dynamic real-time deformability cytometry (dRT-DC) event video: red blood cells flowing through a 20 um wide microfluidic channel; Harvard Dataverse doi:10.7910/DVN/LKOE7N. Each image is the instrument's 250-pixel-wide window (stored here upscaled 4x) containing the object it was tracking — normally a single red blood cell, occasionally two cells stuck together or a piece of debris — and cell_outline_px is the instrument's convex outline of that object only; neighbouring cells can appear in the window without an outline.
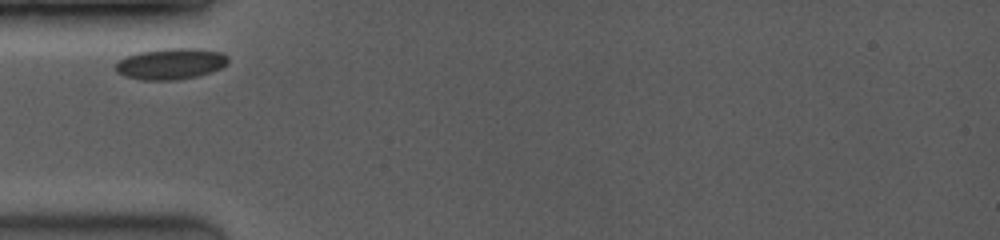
{"species": "common noctule bat (a hibernating species)", "species_latin": "Nyctalus noctula", "temperature_condition": "room temperature", "stored_images_in_passage": 12, "camera_frame_rate_fps": 3500, "um_per_image_px": 0.085, "animal": {"sex": "female", "body_mass_g": 19.0, "forearm_length_mm": 53.3}, "frame": {"image": 1, "passage_image": 1, "time_ms": 0.0, "image_size_px": [1000, 240], "cell_outline_px": [[228, 64], [212, 72], [196, 76], [176, 80], [144, 80], [124, 76], [116, 72], [116, 64], [120, 60], [128, 56], [140, 52], [164, 48], [196, 48], [220, 52], [228, 56]], "centroid_in_image_um": [14.54, 5.42], "position_along_channel_um": 70.5, "area_um2": 20.35}}
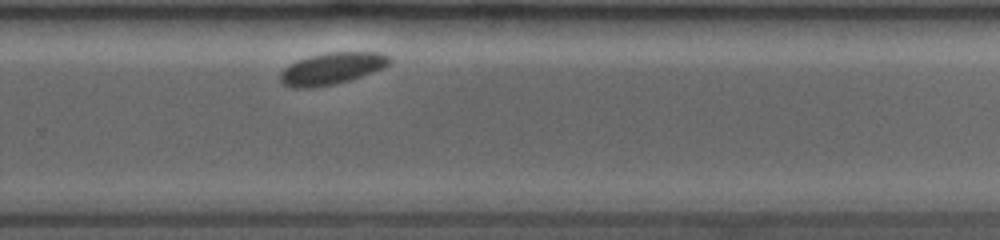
{"frame": {"image": 2, "passage_image": 10, "time_ms": 6.286, "image_size_px": [1000, 240], "cell_outline_px": [[392, 60], [384, 68], [348, 80], [332, 84], [312, 88], [292, 88], [284, 84], [280, 80], [280, 72], [288, 64], [308, 56], [328, 52], [380, 52], [392, 56]], "centroid_in_image_um": [28.2, 5.81], "position_along_channel_um": 301.6, "area_um2": 20.29}}
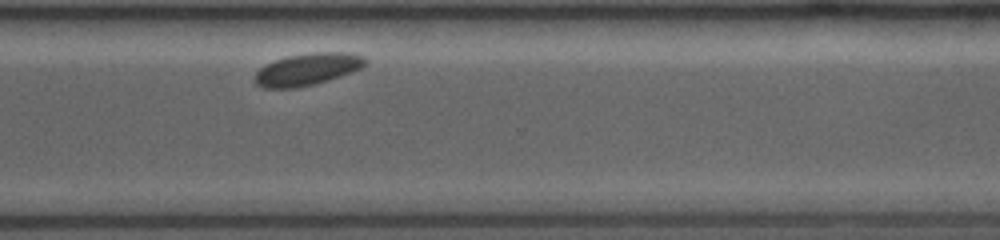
{"frame": {"image": 3, "passage_image": 12, "time_ms": 7.429, "image_size_px": [1000, 240], "cell_outline_px": [[368, 64], [352, 72], [328, 80], [296, 88], [264, 88], [256, 84], [252, 80], [256, 72], [260, 68], [276, 60], [288, 56], [312, 52], [352, 52], [364, 56], [368, 60]], "centroid_in_image_um": [26.16, 5.88], "position_along_channel_um": 344.4, "area_um2": 20.75}}